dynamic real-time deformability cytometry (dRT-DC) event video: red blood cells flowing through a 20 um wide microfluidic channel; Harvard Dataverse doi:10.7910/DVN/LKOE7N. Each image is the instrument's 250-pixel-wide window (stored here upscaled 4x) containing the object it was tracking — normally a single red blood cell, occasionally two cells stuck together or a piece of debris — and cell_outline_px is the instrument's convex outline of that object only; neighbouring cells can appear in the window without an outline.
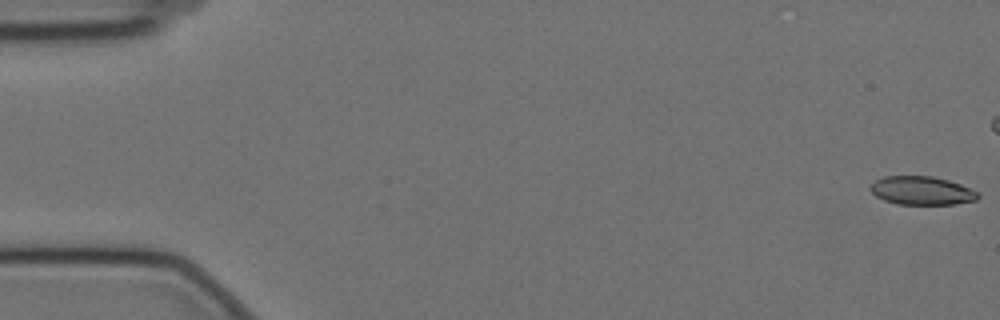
{"species": "Egyptian fruit bat (a non-hibernating species)", "species_latin": "Rousettus aegyptiacus", "temperature_condition": "cold", "stored_images_in_passage": 49, "camera_frame_rate_fps": 3000, "um_per_image_px": 0.085, "animal": {"sex": "female"}, "frame": {"image": 1, "passage_image": 1, "time_ms": 0.0, "image_size_px": [1000, 320], "cell_outline_px": [[980, 196], [976, 200], [956, 204], [896, 204], [884, 200], [876, 196], [868, 188], [876, 180], [884, 176], [932, 176], [948, 180], [960, 184], [976, 192]], "centroid_in_image_um": [78.32, 16.2], "position_along_channel_um": 6.7, "area_um2": 17.74}}
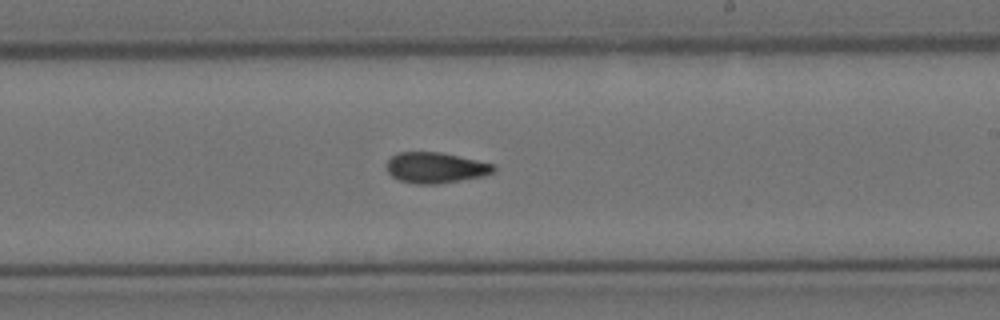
{"frame": {"image": 2, "passage_image": 34, "time_ms": 11.0, "image_size_px": [1000, 320], "cell_outline_px": [[496, 168], [492, 172], [480, 176], [460, 180], [436, 184], [416, 184], [400, 180], [392, 176], [388, 172], [388, 160], [392, 156], [400, 152], [440, 152], [496, 164]], "centroid_in_image_um": [37.03, 14.25], "position_along_channel_um": 252.0, "area_um2": 18.9}}
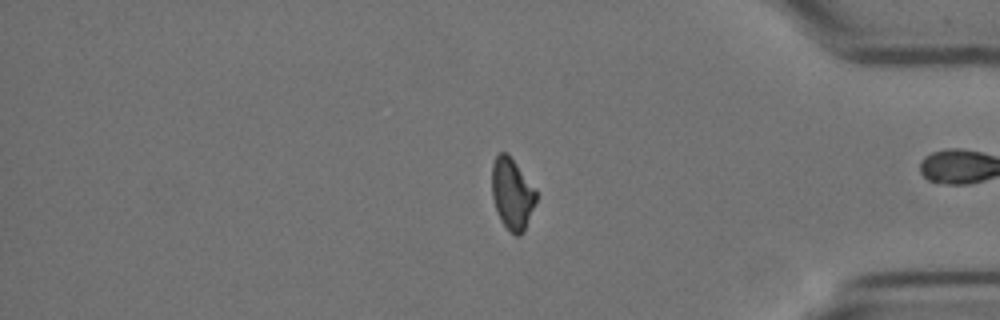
{"frame": {"image": 3, "passage_image": 48, "time_ms": 15.667, "image_size_px": [1000, 320], "cell_outline_px": [[536, 200], [524, 232], [520, 236], [516, 236], [500, 220], [496, 212], [492, 196], [492, 164], [496, 156], [500, 152], [508, 152], [536, 188]], "centroid_in_image_um": [43.53, 16.44], "position_along_channel_um": 391.7, "area_um2": 18.55}, "authors_computed_cell_mechanics": {"area_um2": 19.1318, "velocity_mm_per_s": 3.5184, "shape_relaxation_time_tau1_ms": 8.93, "shape_relaxation_time_tau2_ms": 4.8643, "deformation_change_tau1": 0.1951, "deformation_change_tau2": 0.1139}}